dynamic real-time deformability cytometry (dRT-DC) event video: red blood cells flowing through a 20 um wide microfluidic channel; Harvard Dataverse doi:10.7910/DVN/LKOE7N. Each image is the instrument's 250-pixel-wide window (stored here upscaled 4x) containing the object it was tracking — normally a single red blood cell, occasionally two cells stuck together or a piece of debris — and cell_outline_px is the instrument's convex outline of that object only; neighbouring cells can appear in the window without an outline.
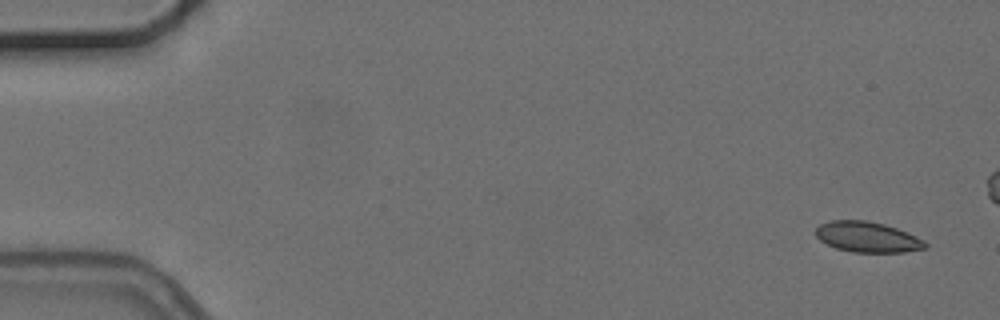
{"species": "common noctule bat (a hibernating species)", "species_latin": "Nyctalus noctula", "temperature_condition": "cold", "stored_images_in_passage": 5, "camera_frame_rate_fps": 3000, "um_per_image_px": 0.085, "animal": {"sex": "female", "body_mass_g": 24.6, "forearm_length_mm": 56.2}, "frame": {"image": 1, "passage_image": 1, "time_ms": 0.0, "image_size_px": [1000, 320], "cell_outline_px": [[928, 244], [924, 248], [904, 252], [852, 252], [836, 248], [820, 240], [816, 236], [816, 228], [820, 224], [832, 220], [864, 220], [884, 224], [896, 228], [916, 236], [924, 240]], "centroid_in_image_um": [73.72, 20.14], "position_along_channel_um": 11.3, "area_um2": 19.31}}